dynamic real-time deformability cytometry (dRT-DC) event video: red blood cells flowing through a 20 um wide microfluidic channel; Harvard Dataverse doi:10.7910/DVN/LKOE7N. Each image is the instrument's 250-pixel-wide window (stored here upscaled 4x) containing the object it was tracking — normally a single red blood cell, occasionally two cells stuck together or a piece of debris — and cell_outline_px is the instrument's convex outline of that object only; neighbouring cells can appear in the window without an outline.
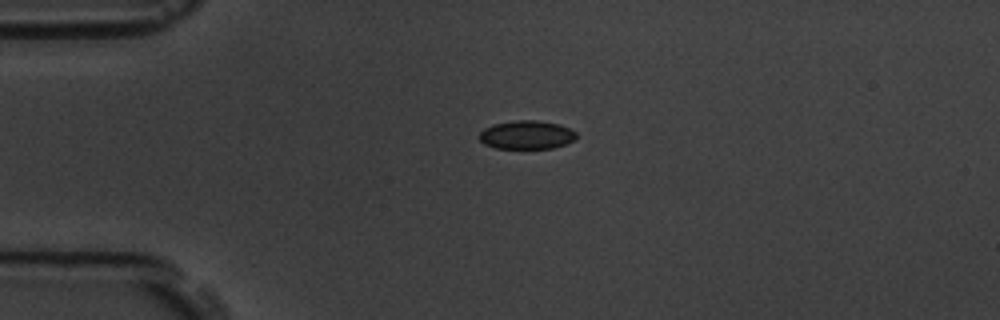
{"species": "common noctule bat (a hibernating species)", "species_latin": "Nyctalus noctula", "temperature_condition": "room temperature", "stored_images_in_passage": 2, "camera_frame_rate_fps": 3000, "um_per_image_px": 0.085, "animal": {"sex": "male", "body_mass_g": 19.5, "forearm_length_mm": 54.6}, "frame": {"image": 1, "passage_image": 1, "time_ms": 0.0, "image_size_px": [1000, 320], "cell_outline_px": [[576, 140], [552, 148], [496, 148], [484, 144], [480, 140], [480, 132], [484, 128], [492, 124], [512, 120], [536, 120], [560, 124], [576, 132]], "centroid_in_image_um": [44.76, 11.45], "position_along_channel_um": 40.2, "area_um2": 16.18}}